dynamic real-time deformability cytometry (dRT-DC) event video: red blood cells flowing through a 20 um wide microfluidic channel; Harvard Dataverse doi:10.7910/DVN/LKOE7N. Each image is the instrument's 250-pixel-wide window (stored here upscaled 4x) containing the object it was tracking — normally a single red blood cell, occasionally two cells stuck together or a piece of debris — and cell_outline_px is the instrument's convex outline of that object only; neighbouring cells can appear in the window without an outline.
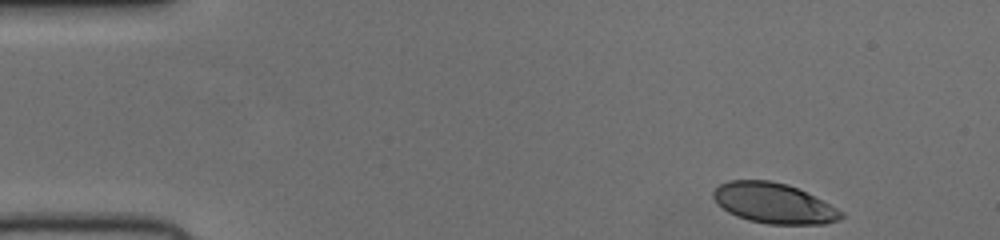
{"species": "human", "species_latin": "Homo sapiens", "temperature_condition": "cold", "stored_images_in_passage": 47, "camera_frame_rate_fps": 3000, "um_per_image_px": 0.085, "donor": {"sex": "female"}, "frame": {"image": 1, "passage_image": 1, "time_ms": 0.0, "image_size_px": [1000, 240], "cell_outline_px": [[844, 216], [840, 220], [824, 224], [768, 224], [748, 220], [736, 216], [728, 212], [712, 196], [712, 192], [720, 184], [728, 180], [768, 180], [788, 184], [844, 212]], "centroid_in_image_um": [65.76, 17.28], "position_along_channel_um": 19.2, "area_um2": 29.71}}
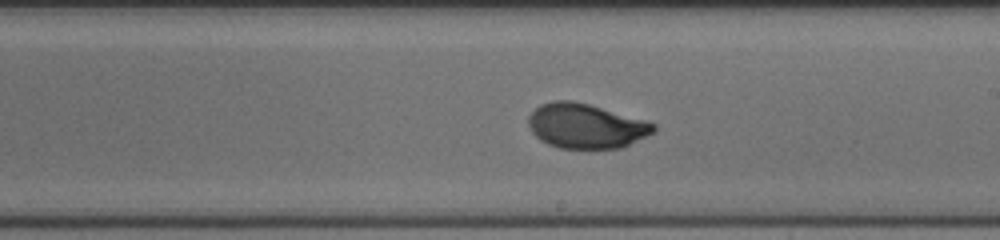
{"frame": {"image": 2, "passage_image": 25, "time_ms": 8.0, "image_size_px": [1000, 240], "cell_outline_px": [[656, 128], [652, 132], [620, 148], [560, 148], [548, 144], [540, 140], [532, 132], [528, 124], [528, 116], [540, 104], [552, 100], [572, 100], [588, 104], [648, 120], [656, 124]], "centroid_in_image_um": [49.77, 10.69], "position_along_channel_um": 239.2, "area_um2": 32.48}}
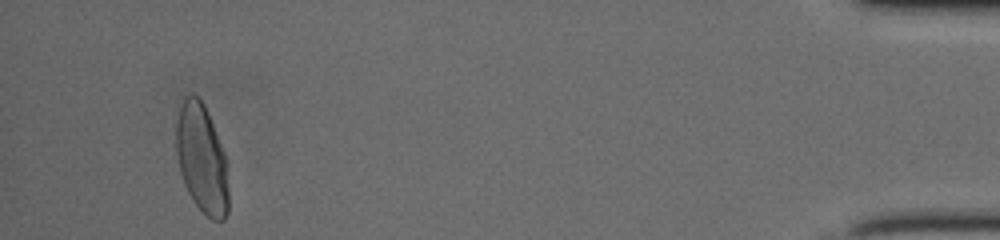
{"frame": {"image": 3, "passage_image": 44, "time_ms": 14.333, "image_size_px": [1000, 240], "cell_outline_px": [[228, 212], [224, 220], [212, 220], [192, 200], [184, 184], [180, 172], [176, 152], [176, 120], [180, 104], [184, 96], [192, 92], [204, 104], [224, 152], [228, 188]], "centroid_in_image_um": [17.13, 13.47], "position_along_channel_um": 418.1, "area_um2": 33.12}}